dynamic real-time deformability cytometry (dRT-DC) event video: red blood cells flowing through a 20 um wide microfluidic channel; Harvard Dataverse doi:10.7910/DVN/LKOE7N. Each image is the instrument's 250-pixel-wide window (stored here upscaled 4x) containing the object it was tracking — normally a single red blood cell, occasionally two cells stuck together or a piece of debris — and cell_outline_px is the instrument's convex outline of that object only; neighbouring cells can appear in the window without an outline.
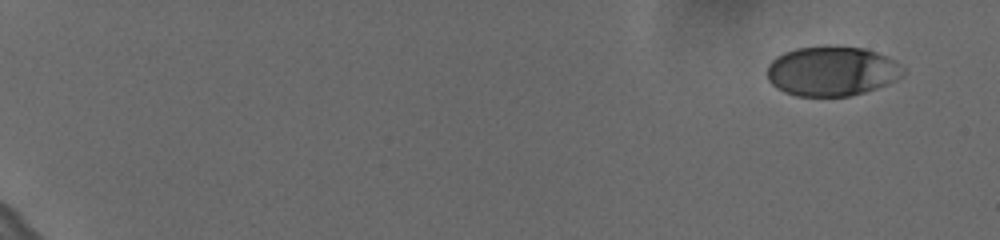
{"species": "human", "species_latin": "Homo sapiens", "temperature_condition": "cold", "stored_images_in_passage": 51, "camera_frame_rate_fps": 3000, "um_per_image_px": 0.085, "donor": {"sex": "female"}, "frame": {"image": 1, "passage_image": 1, "time_ms": 0.0, "image_size_px": [1000, 240], "cell_outline_px": [[904, 76], [896, 80], [876, 88], [864, 92], [848, 96], [796, 96], [784, 92], [776, 88], [768, 80], [768, 64], [776, 56], [784, 52], [796, 48], [828, 44], [864, 48], [876, 52], [896, 60], [904, 68]], "centroid_in_image_um": [70.71, 6.02], "position_along_channel_um": 14.3, "area_um2": 39.94}}
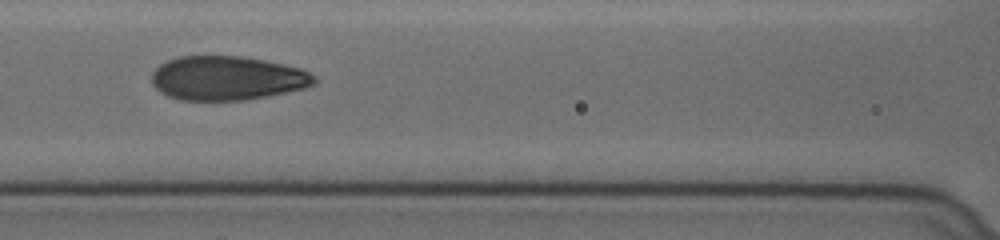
{"frame": {"image": 2, "passage_image": 28, "time_ms": 9.0, "image_size_px": [1000, 240], "cell_outline_px": [[316, 84], [304, 88], [268, 96], [248, 100], [180, 100], [168, 96], [160, 92], [152, 84], [152, 72], [160, 64], [168, 60], [180, 56], [244, 56], [264, 60], [300, 68], [316, 76]], "centroid_in_image_um": [19.31, 6.65], "position_along_channel_um": 147.3, "area_um2": 41.91}}
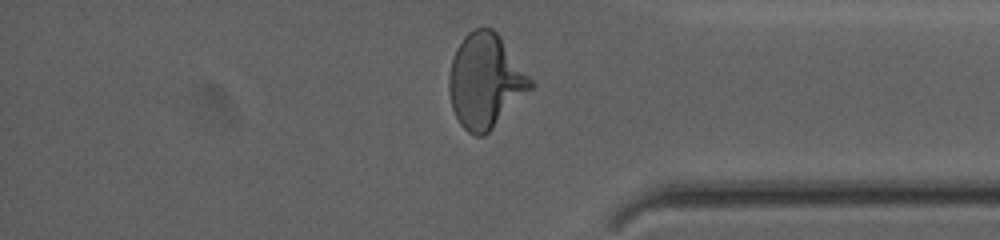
{"frame": {"image": 3, "passage_image": 49, "time_ms": 16.0, "image_size_px": [1000, 240], "cell_outline_px": [[536, 84], [484, 136], [476, 136], [468, 132], [460, 124], [452, 108], [448, 88], [448, 76], [452, 60], [456, 48], [464, 36], [468, 32], [476, 28], [492, 28], [500, 36]], "centroid_in_image_um": [41.25, 6.87], "position_along_channel_um": 394.0, "area_um2": 44.51}, "authors_computed_cell_mechanics": {"area_um2": 41.905, "velocity_mm_per_s": 3.6257, "shape_relaxation_time_tau1_ms": 4.7408, "shape_relaxation_time_tau2_ms": null, "deformation_change_tau1": 0.1734, "deformation_change_tau2": null}}